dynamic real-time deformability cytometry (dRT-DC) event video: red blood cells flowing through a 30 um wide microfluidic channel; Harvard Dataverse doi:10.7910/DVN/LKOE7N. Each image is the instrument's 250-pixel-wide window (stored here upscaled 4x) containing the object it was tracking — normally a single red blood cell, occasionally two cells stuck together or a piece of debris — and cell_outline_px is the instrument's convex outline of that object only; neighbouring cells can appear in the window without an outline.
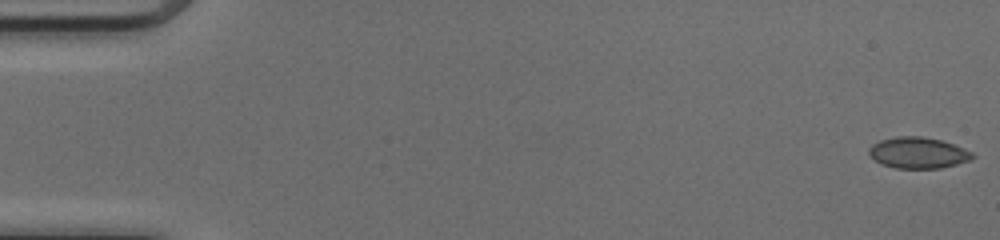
{"species": "common noctule bat (a hibernating species)", "species_latin": "Nyctalus noctula", "temperature_condition": "cold", "stored_images_in_passage": 50, "camera_frame_rate_fps": 3000, "um_per_image_px": 0.085, "animal": {"sex": "female", "body_mass_g": 17.0, "forearm_length_mm": 48.0}, "frame": {"image": 1, "passage_image": 1, "time_ms": 0.0, "image_size_px": [1000, 240], "cell_outline_px": [[976, 156], [972, 160], [940, 168], [896, 168], [880, 164], [868, 152], [868, 148], [872, 144], [880, 140], [896, 136], [924, 136], [940, 140], [964, 148], [972, 152]], "centroid_in_image_um": [78.04, 12.98], "position_along_channel_um": 7.0, "area_um2": 18.84}}
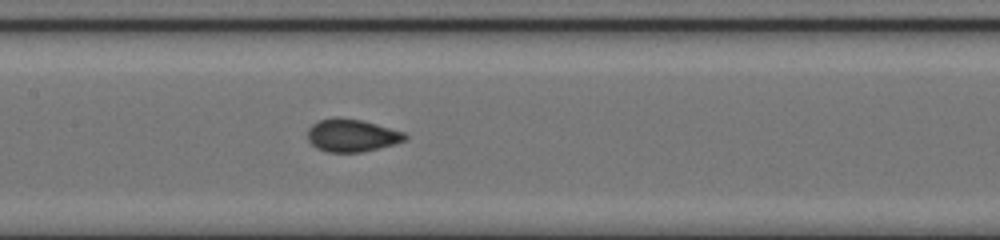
{"frame": {"image": 2, "passage_image": 25, "time_ms": 8.0, "image_size_px": [1000, 240], "cell_outline_px": [[408, 140], [396, 144], [380, 148], [360, 152], [328, 152], [316, 148], [308, 140], [308, 128], [312, 124], [320, 120], [332, 116], [336, 116], [364, 120], [404, 132], [408, 136]], "centroid_in_image_um": [29.93, 11.5], "position_along_channel_um": 177.5, "area_um2": 18.9}}
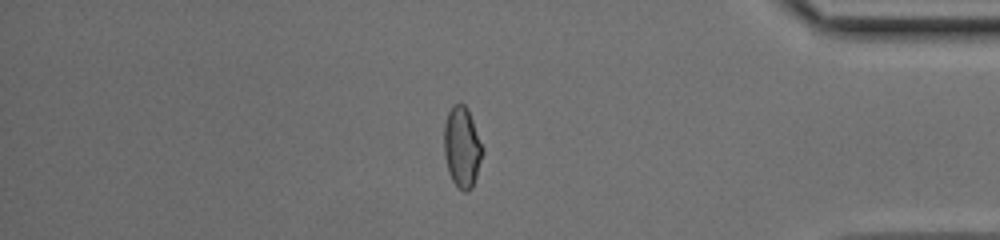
{"frame": {"image": 3, "passage_image": 43, "time_ms": 14.0, "image_size_px": [1000, 240], "cell_outline_px": [[484, 152], [472, 188], [468, 192], [464, 192], [452, 180], [448, 172], [444, 156], [444, 124], [448, 112], [452, 104], [464, 104], [468, 108], [484, 148]], "centroid_in_image_um": [39.28, 12.49], "position_along_channel_um": 395.9, "area_um2": 18.32}, "authors_computed_cell_mechanics": {"area_um2": 18.4671, "velocity_mm_per_s": 4.1433, "shape_relaxation_time_tau1_ms": null, "shape_relaxation_time_tau2_ms": 0.7551, "deformation_change_tau1": null, "deformation_change_tau2": 0.0406}}